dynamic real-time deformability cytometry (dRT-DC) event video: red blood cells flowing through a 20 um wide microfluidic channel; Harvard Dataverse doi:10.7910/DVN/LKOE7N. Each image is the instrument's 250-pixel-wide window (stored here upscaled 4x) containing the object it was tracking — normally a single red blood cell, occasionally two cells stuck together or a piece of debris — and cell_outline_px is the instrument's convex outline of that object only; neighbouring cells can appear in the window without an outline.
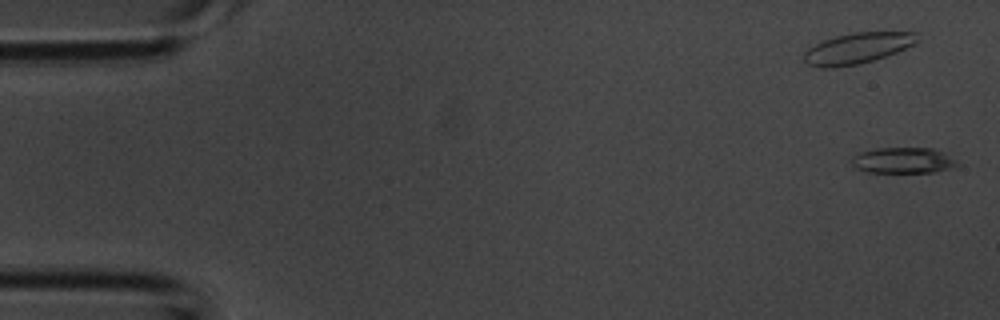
{"species": "common noctule bat (a hibernating species)", "species_latin": "Nyctalus noctula", "temperature_condition": "room temperature", "stored_images_in_passage": 13, "camera_frame_rate_fps": 3000, "um_per_image_px": 0.085, "animal": {"sex": "male", "body_mass_g": 20.1, "forearm_length_mm": 53.5}, "frame": {"image": 1, "passage_image": 1, "time_ms": 0.0, "image_size_px": [1000, 320], "cell_outline_px": [[960, 164], [956, 168], [936, 172], [868, 172], [852, 168], [848, 160], [852, 156], [860, 152], [876, 148], [936, 148], [948, 152]], "centroid_in_image_um": [76.79, 13.63], "position_along_channel_um": 8.2, "area_um2": 16.59}}